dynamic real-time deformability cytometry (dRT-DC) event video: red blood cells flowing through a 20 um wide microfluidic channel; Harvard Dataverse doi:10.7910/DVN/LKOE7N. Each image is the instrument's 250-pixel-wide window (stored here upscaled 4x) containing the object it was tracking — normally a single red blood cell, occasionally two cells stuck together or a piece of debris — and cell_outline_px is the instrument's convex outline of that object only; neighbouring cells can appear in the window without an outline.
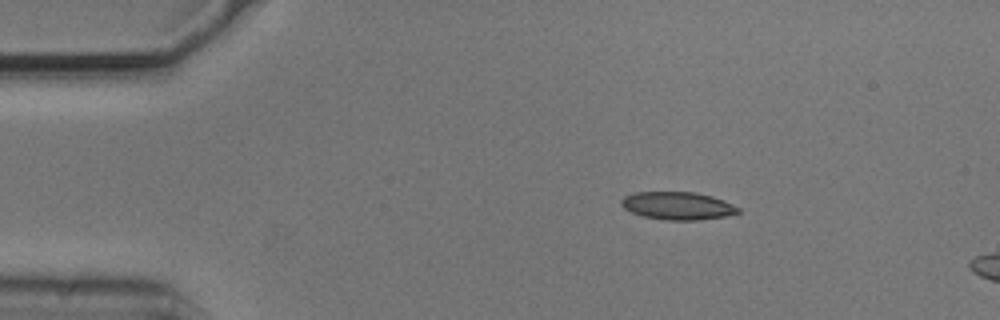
{"species": "common noctule bat (a hibernating species)", "species_latin": "Nyctalus noctula", "temperature_condition": "cold", "stored_images_in_passage": 6, "camera_frame_rate_fps": 3000, "um_per_image_px": 0.085, "animal": {"sex": "male", "body_mass_g": 20.5, "forearm_length_mm": 52.5}, "frame": {"image": 1, "passage_image": 1, "time_ms": 0.0, "image_size_px": [1000, 320], "cell_outline_px": [[740, 212], [724, 216], [700, 220], [664, 220], [644, 216], [632, 212], [624, 208], [620, 204], [620, 200], [624, 196], [636, 192], [696, 192], [712, 196], [724, 200], [740, 208]], "centroid_in_image_um": [57.6, 17.48], "position_along_channel_um": 27.4, "area_um2": 18.96}}